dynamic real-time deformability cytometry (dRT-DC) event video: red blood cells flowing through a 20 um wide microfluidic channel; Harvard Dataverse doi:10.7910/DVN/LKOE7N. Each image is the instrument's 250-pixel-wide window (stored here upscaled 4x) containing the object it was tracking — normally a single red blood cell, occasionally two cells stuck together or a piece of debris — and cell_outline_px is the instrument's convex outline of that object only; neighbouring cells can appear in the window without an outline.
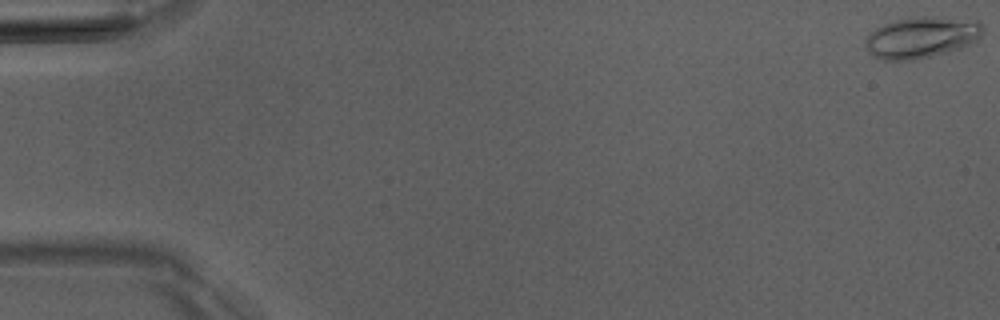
{"species": "Egyptian fruit bat (a non-hibernating species)", "species_latin": "Rousettus aegyptiacus", "temperature_condition": "room temperature", "stored_images_in_passage": 5, "camera_frame_rate_fps": 3000, "um_per_image_px": 0.085, "animal": {"sex": "male"}, "frame": {"image": 1, "passage_image": 1, "time_ms": 0.0, "image_size_px": [1000, 320], "cell_outline_px": [[984, 32], [976, 40], [960, 48], [932, 56], [912, 60], [884, 60], [872, 56], [864, 48], [864, 44], [868, 36], [876, 28], [884, 24], [896, 20], [924, 16], [928, 16], [980, 20], [984, 24]], "centroid_in_image_um": [78.34, 3.17], "position_along_channel_um": 6.7, "area_um2": 28.32}}